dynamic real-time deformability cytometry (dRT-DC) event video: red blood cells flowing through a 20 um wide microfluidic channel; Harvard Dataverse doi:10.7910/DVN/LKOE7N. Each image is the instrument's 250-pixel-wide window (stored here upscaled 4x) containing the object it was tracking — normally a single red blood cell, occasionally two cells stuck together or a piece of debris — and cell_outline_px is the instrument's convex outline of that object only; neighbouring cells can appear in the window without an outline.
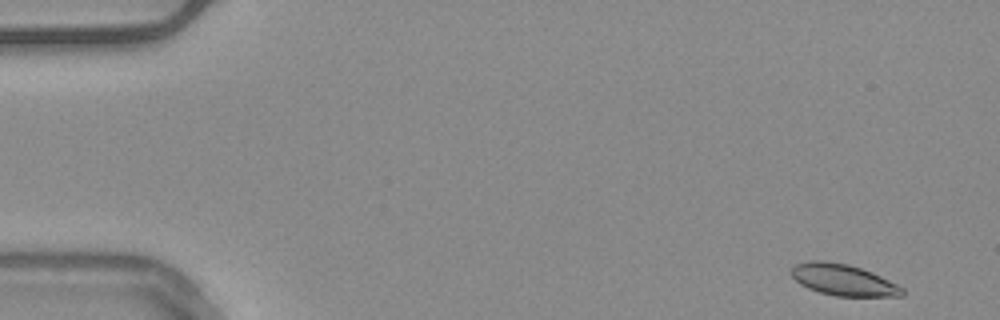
{"species": "common noctule bat (a hibernating species)", "species_latin": "Nyctalus noctula", "temperature_condition": "warm", "stored_images_in_passage": 53, "camera_frame_rate_fps": 3000, "um_per_image_px": 0.085, "animal": {"sex": "male", "body_mass_g": 20.4}, "frame": {"image": 1, "passage_image": 2, "time_ms": 0.333, "image_size_px": [1000, 320], "cell_outline_px": [[904, 296], [836, 296], [820, 292], [808, 288], [800, 284], [788, 272], [796, 264], [808, 260], [824, 260], [848, 264], [872, 272], [904, 288]], "centroid_in_image_um": [71.65, 23.78], "position_along_channel_um": 13.4, "area_um2": 20.29}}
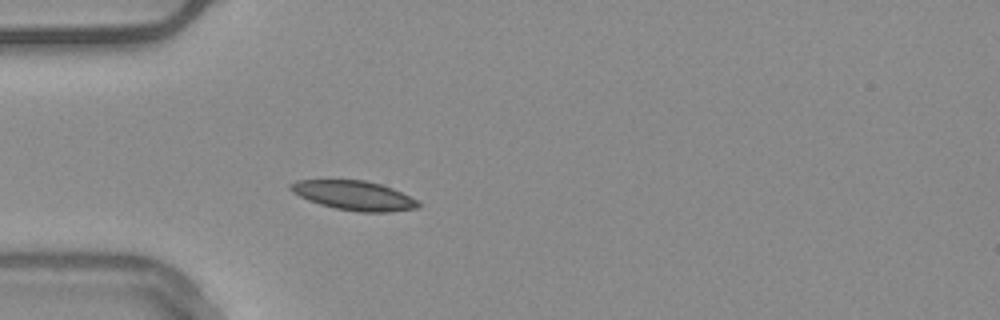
{"frame": {"image": 2, "passage_image": 15, "time_ms": 4.667, "image_size_px": [1000, 320], "cell_outline_px": [[420, 208], [388, 212], [360, 212], [336, 208], [320, 204], [308, 200], [292, 192], [288, 188], [288, 184], [296, 180], [364, 180], [380, 184], [392, 188], [416, 200], [420, 204]], "centroid_in_image_um": [30.06, 16.61], "position_along_channel_um": 54.9, "area_um2": 21.73}}
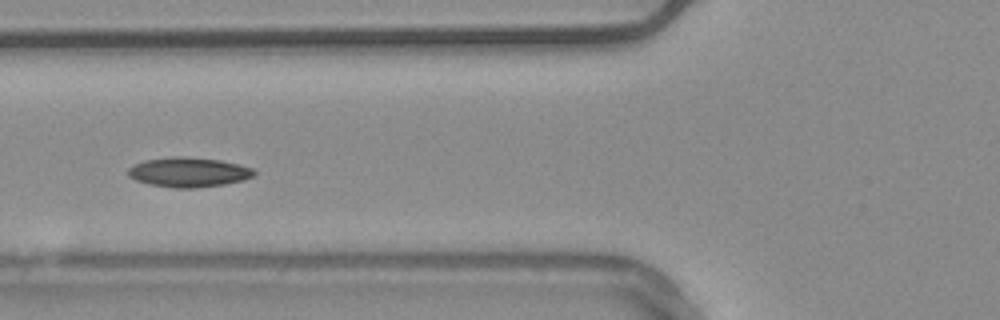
{"frame": {"image": 3, "passage_image": 20, "time_ms": 6.333, "image_size_px": [1000, 320], "cell_outline_px": [[256, 172], [252, 176], [244, 180], [224, 184], [196, 188], [172, 188], [148, 184], [136, 180], [128, 176], [128, 168], [144, 160], [172, 156], [184, 156], [220, 160], [240, 164], [252, 168]], "centroid_in_image_um": [16.02, 14.63], "position_along_channel_um": 109.8, "area_um2": 21.91}, "authors_computed_cell_mechanics": {"area_um2": 20.6346, "velocity_mm_per_s": 3.7057, "shape_relaxation_time_tau1_ms": 6.9305, "shape_relaxation_time_tau2_ms": null, "deformation_change_tau1": 0.1157, "deformation_change_tau2": null}}